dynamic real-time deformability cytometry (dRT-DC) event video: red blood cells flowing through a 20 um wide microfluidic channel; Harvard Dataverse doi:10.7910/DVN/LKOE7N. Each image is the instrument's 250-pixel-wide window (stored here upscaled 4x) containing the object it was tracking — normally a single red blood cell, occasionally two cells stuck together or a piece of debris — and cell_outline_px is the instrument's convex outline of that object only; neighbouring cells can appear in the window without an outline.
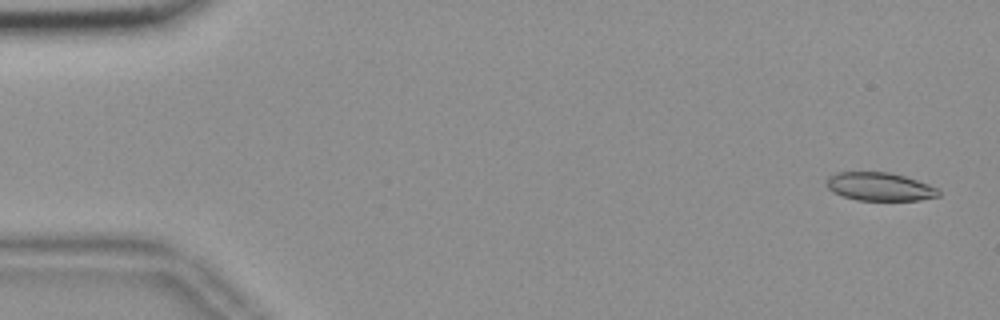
{"species": "common noctule bat (a hibernating species)", "species_latin": "Nyctalus noctula", "temperature_condition": "room temperature", "stored_images_in_passage": 56, "camera_frame_rate_fps": 3000, "um_per_image_px": 0.085, "animal": {"sex": "female", "body_mass_g": 18.4}, "frame": {"image": 1, "passage_image": 3, "time_ms": 0.667, "image_size_px": [1000, 320], "cell_outline_px": [[940, 196], [920, 200], [856, 200], [832, 192], [828, 188], [828, 176], [836, 172], [888, 172], [904, 176], [928, 184], [936, 188], [940, 192]], "centroid_in_image_um": [74.77, 15.87], "position_along_channel_um": 10.2, "area_um2": 18.32}}
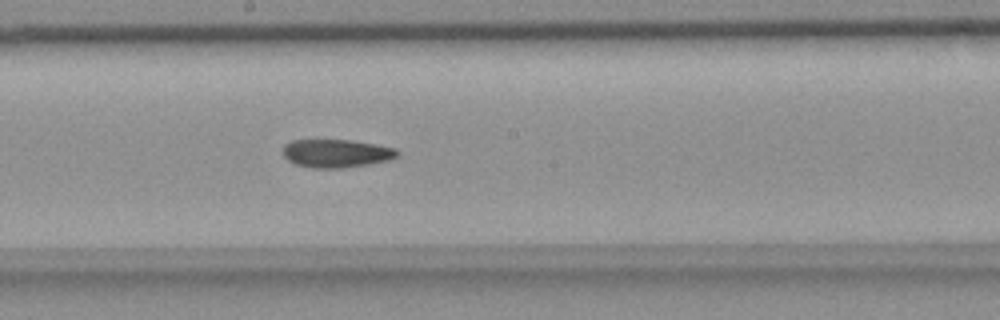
{"frame": {"image": 2, "passage_image": 31, "time_ms": 10.0, "image_size_px": [1000, 320], "cell_outline_px": [[396, 156], [388, 160], [368, 164], [344, 168], [312, 168], [296, 164], [288, 160], [284, 156], [284, 144], [292, 140], [352, 140], [376, 144], [396, 148]], "centroid_in_image_um": [28.56, 13.03], "position_along_channel_um": 219.6, "area_um2": 18.67}}
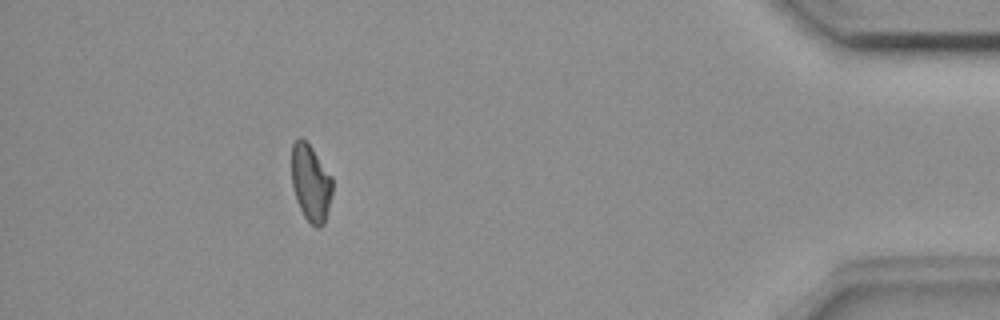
{"frame": {"image": 3, "passage_image": 51, "time_ms": 16.667, "image_size_px": [1000, 320], "cell_outline_px": [[332, 192], [324, 224], [320, 228], [316, 228], [304, 216], [296, 200], [292, 188], [292, 144], [300, 136], [312, 148], [332, 176]], "centroid_in_image_um": [26.41, 15.56], "position_along_channel_um": 408.8, "area_um2": 18.21}, "authors_computed_cell_mechanics": {"area_um2": 19.2185, "velocity_mm_per_s": 3.6554, "shape_relaxation_time_tau1_ms": null, "shape_relaxation_time_tau2_ms": 6.19, "deformation_change_tau1": null, "deformation_change_tau2": 0.1405}}